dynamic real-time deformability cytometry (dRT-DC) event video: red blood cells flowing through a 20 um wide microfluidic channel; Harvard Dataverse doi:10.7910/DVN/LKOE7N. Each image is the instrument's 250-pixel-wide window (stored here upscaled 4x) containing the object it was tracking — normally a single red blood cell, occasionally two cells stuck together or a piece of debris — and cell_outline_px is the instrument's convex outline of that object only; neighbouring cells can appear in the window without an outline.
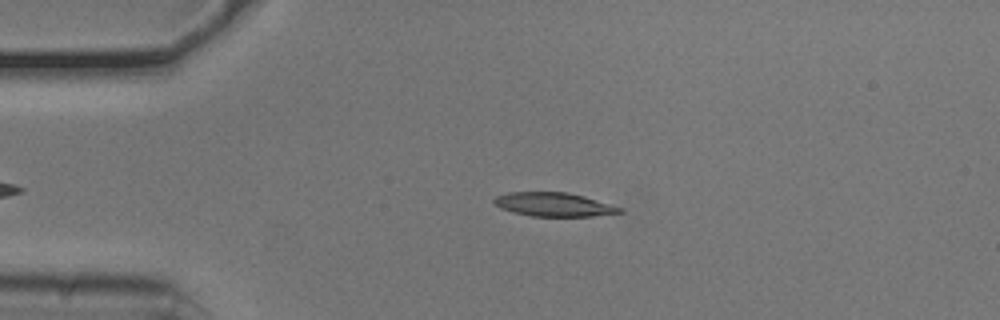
{"species": "common noctule bat (a hibernating species)", "species_latin": "Nyctalus noctula", "temperature_condition": "cold", "stored_images_in_passage": 42, "camera_frame_rate_fps": 3000, "um_per_image_px": 0.085, "animal": {"sex": "male", "body_mass_g": 20.5, "forearm_length_mm": 52.5}, "frame": {"image": 1, "passage_image": 6, "time_ms": 1.667, "image_size_px": [1000, 320], "cell_outline_px": [[624, 212], [592, 216], [532, 216], [512, 212], [500, 208], [492, 200], [496, 196], [508, 192], [568, 192], [584, 196], [624, 208]], "centroid_in_image_um": [47.08, 17.38], "position_along_channel_um": 37.9, "area_um2": 17.46}}
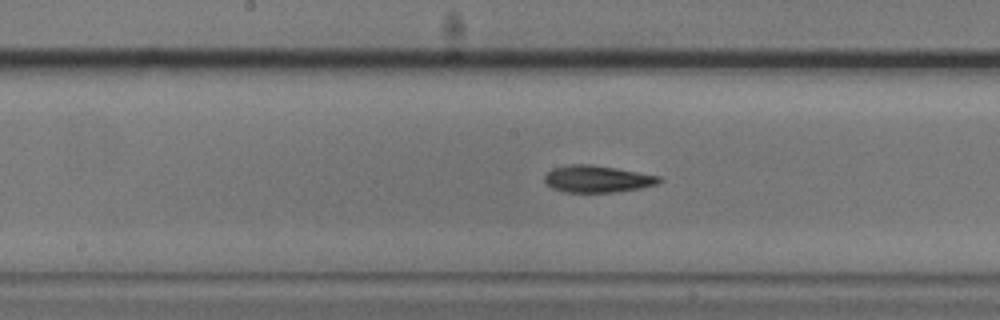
{"frame": {"image": 2, "passage_image": 21, "time_ms": 6.667, "image_size_px": [1000, 320], "cell_outline_px": [[664, 180], [656, 184], [640, 188], [612, 192], [564, 192], [552, 188], [544, 180], [544, 176], [552, 168], [568, 164], [592, 164], [616, 168], [660, 176]], "centroid_in_image_um": [50.76, 15.2], "position_along_channel_um": 197.4, "area_um2": 17.98}}
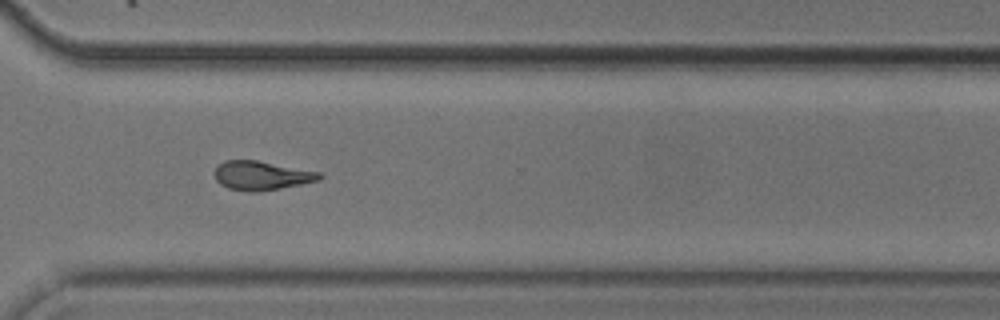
{"frame": {"image": 3, "passage_image": 33, "time_ms": 10.667, "image_size_px": [1000, 320], "cell_outline_px": [[324, 176], [320, 180], [280, 188], [256, 192], [248, 192], [228, 188], [220, 184], [216, 180], [216, 168], [224, 160], [256, 160], [320, 172]], "centroid_in_image_um": [22.24, 14.92], "position_along_channel_um": 348.4, "area_um2": 17.57}, "authors_computed_cell_mechanics": {"area_um2": 17.7735, "velocity_mm_per_s": 3.7989, "shape_relaxation_time_tau1_ms": 6.5592, "shape_relaxation_time_tau2_ms": 5.7623, "deformation_change_tau1": 0.1894, "deformation_change_tau2": 0.1364}}